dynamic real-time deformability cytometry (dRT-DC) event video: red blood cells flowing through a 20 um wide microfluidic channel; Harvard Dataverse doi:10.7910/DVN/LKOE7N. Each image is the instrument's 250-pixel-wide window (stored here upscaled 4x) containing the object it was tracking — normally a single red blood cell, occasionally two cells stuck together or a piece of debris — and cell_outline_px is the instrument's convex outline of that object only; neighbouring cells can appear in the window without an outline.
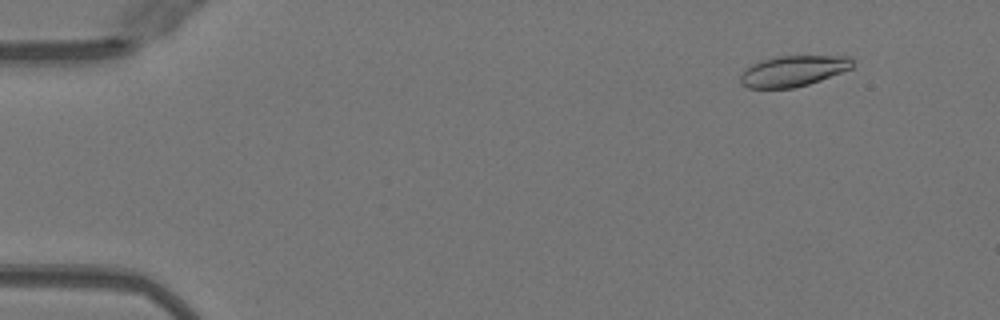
{"species": "Egyptian fruit bat (a non-hibernating species)", "species_latin": "Rousettus aegyptiacus", "temperature_condition": "warm", "stored_images_in_passage": 50, "camera_frame_rate_fps": 3000, "um_per_image_px": 0.085, "animal": {"sex": "female"}, "frame": {"image": 1, "passage_image": 4, "time_ms": 1.0, "image_size_px": [1000, 320], "cell_outline_px": [[852, 68], [820, 80], [808, 84], [792, 88], [748, 88], [740, 84], [740, 76], [752, 64], [760, 60], [776, 56], [848, 56], [852, 60]], "centroid_in_image_um": [67.39, 6.03], "position_along_channel_um": 17.6, "area_um2": 19.94}}
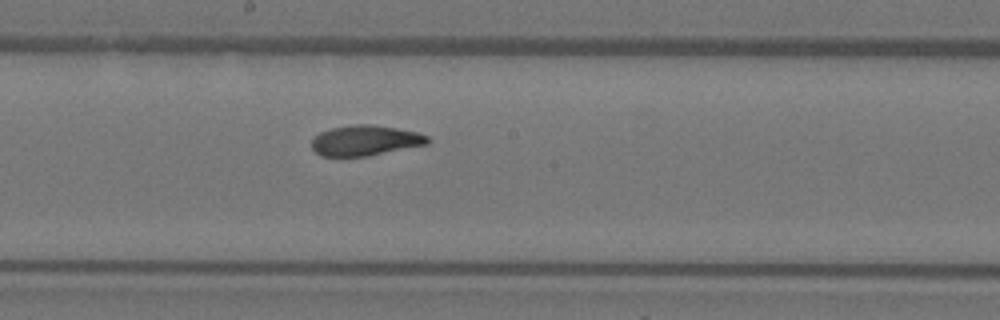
{"frame": {"image": 2, "passage_image": 27, "time_ms": 8.667, "image_size_px": [1000, 320], "cell_outline_px": [[432, 140], [428, 144], [368, 156], [320, 156], [312, 148], [312, 140], [320, 132], [332, 128], [356, 124], [372, 124], [396, 128], [416, 132], [428, 136]], "centroid_in_image_um": [31.07, 11.94], "position_along_channel_um": 217.1, "area_um2": 20.46}}
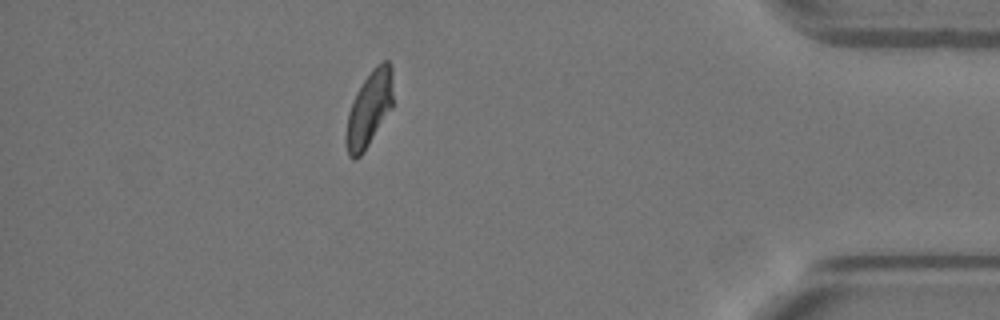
{"frame": {"image": 3, "passage_image": 44, "time_ms": 14.333, "image_size_px": [1000, 320], "cell_outline_px": [[392, 108], [364, 152], [356, 160], [352, 160], [348, 156], [344, 140], [344, 136], [348, 112], [356, 92], [372, 68], [376, 64], [384, 60], [388, 60], [392, 64]], "centroid_in_image_um": [31.36, 9.28], "position_along_channel_um": 403.8, "area_um2": 21.04}, "authors_computed_cell_mechanics": {"area_um2": 20.808, "velocity_mm_per_s": 4.0307, "shape_relaxation_time_tau1_ms": 3.6682, "shape_relaxation_time_tau2_ms": 1.7994, "deformation_change_tau1": 0.1676, "deformation_change_tau2": 0.0875}}